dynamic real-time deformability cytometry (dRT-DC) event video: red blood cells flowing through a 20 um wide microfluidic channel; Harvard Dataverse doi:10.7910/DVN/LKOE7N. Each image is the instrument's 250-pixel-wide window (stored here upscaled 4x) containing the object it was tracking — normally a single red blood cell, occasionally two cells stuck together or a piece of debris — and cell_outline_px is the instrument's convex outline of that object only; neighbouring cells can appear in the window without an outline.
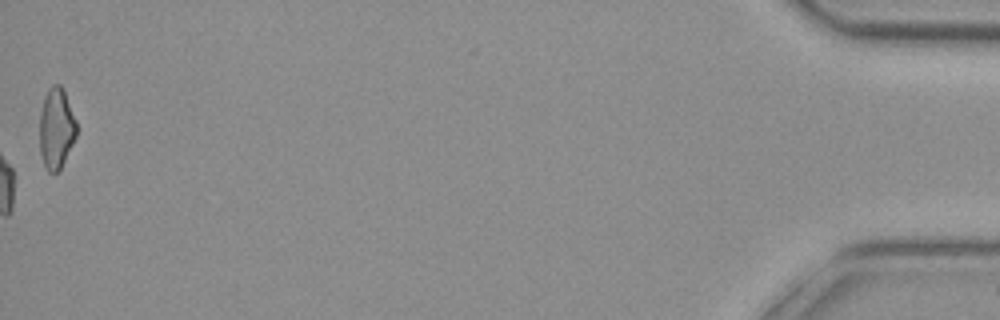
{"species": "common noctule bat (a hibernating species)", "species_latin": "Nyctalus noctula", "temperature_condition": "cold", "stored_images_in_passage": 55, "camera_frame_rate_fps": 3000, "um_per_image_px": 0.085, "animal": {"sex": "female", "body_mass_g": 29.2, "forearm_length_mm": 56.3}, "frame": {"image": 1, "passage_image": 55, "time_ms": 18.0, "image_size_px": [1000, 320], "cell_outline_px": [[76, 136], [60, 168], [56, 172], [48, 172], [44, 164], [40, 152], [40, 112], [44, 96], [48, 88], [52, 84], [60, 84], [64, 92], [76, 120]], "centroid_in_image_um": [4.77, 10.88], "position_along_channel_um": 430.4, "area_um2": 17.11}, "authors_computed_cell_mechanics": {"area_um2": 19.1318, "velocity_mm_per_s": 3.7642, "shape_relaxation_time_tau1_ms": null, "shape_relaxation_time_tau2_ms": 3.4342, "deformation_change_tau1": null, "deformation_change_tau2": 0.0796}}